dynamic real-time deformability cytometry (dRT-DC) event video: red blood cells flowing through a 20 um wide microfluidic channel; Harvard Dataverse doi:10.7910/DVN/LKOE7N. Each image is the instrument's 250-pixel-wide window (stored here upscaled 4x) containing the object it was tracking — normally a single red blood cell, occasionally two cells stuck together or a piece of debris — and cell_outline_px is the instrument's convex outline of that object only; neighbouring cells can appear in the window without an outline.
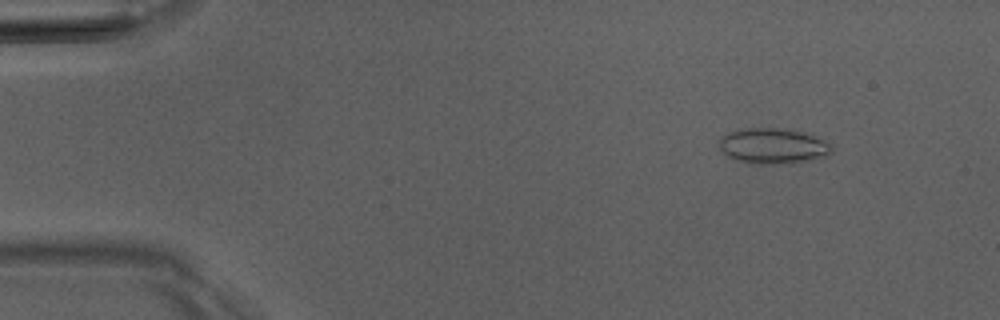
{"species": "Egyptian fruit bat (a non-hibernating species)", "species_latin": "Rousettus aegyptiacus", "temperature_condition": "room temperature", "stored_images_in_passage": 5, "camera_frame_rate_fps": 3000, "um_per_image_px": 0.085, "animal": {"sex": "male"}, "frame": {"image": 1, "passage_image": 1, "time_ms": 0.0, "image_size_px": [1000, 320], "cell_outline_px": [[832, 152], [828, 156], [788, 164], [768, 164], [736, 160], [728, 156], [720, 148], [720, 140], [728, 132], [748, 128], [776, 128], [800, 132], [824, 140], [832, 144]], "centroid_in_image_um": [65.74, 12.42], "position_along_channel_um": 19.3, "area_um2": 22.89}}
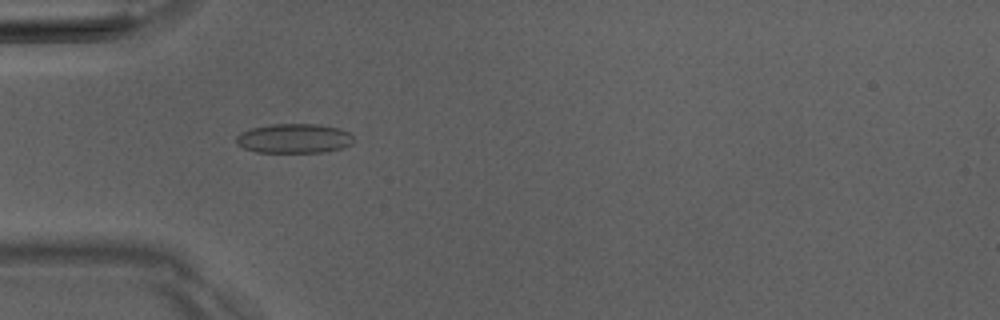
{"frame": {"image": 2, "passage_image": 4, "time_ms": 3.333, "image_size_px": [1000, 320], "cell_outline_px": [[352, 144], [340, 148], [324, 152], [256, 152], [244, 148], [236, 144], [236, 136], [240, 132], [252, 128], [272, 124], [320, 124], [340, 128], [348, 132], [352, 136]], "centroid_in_image_um": [24.98, 11.76], "position_along_channel_um": 60.0, "area_um2": 20.17}}